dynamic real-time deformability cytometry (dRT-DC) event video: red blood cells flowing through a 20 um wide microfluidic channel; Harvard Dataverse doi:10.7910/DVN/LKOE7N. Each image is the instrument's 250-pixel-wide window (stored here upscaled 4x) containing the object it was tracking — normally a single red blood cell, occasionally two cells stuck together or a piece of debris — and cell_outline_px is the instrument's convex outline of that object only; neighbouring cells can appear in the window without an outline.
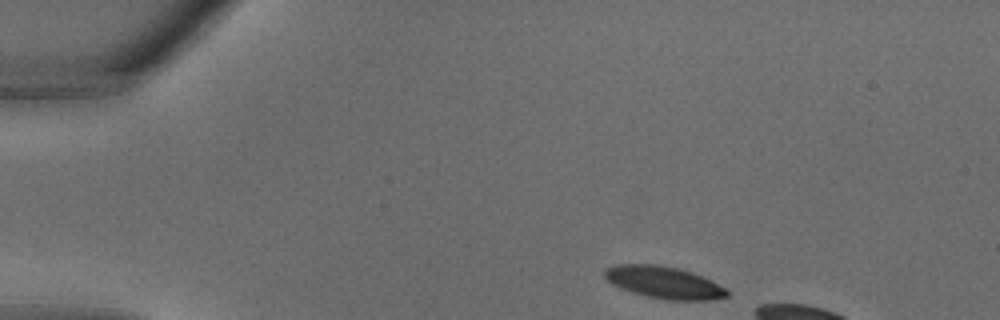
{"species": "common noctule bat (a hibernating species)", "species_latin": "Nyctalus noctula", "temperature_condition": "warm", "stored_images_in_passage": 5, "camera_frame_rate_fps": 3000, "um_per_image_px": 0.085, "animal": {"sex": "male", "body_mass_g": 18.8}, "frame": {"image": 1, "passage_image": 1, "time_ms": 0.0, "image_size_px": [1000, 320], "cell_outline_px": [[728, 296], [712, 300], [668, 300], [648, 296], [632, 292], [620, 288], [612, 284], [604, 276], [604, 268], [616, 264], [656, 264], [680, 268], [704, 276], [728, 288]], "centroid_in_image_um": [56.47, 23.99], "position_along_channel_um": 28.5, "area_um2": 23.18}}